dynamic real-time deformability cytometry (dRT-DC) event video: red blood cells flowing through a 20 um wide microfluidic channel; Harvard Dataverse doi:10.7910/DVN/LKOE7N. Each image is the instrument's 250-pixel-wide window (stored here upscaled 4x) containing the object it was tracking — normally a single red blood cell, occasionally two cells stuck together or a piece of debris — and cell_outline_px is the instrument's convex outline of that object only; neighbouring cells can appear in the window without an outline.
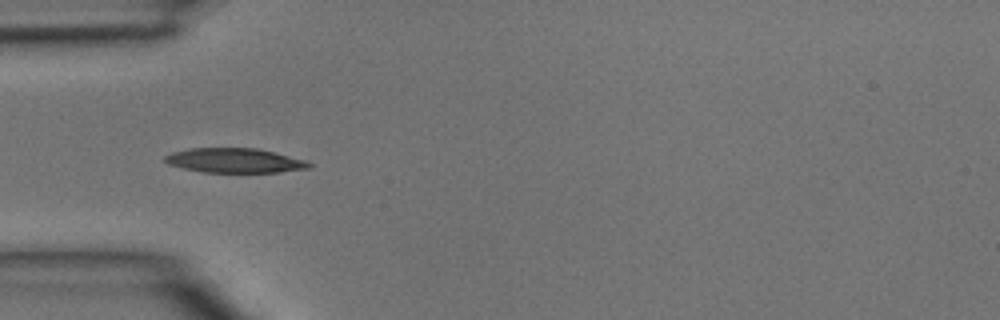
{"species": "common noctule bat (a hibernating species)", "species_latin": "Nyctalus noctula", "temperature_condition": "room temperature", "stored_images_in_passage": 16, "camera_frame_rate_fps": 3000, "um_per_image_px": 0.085, "animal": {"sex": "male", "body_mass_g": 15.6}, "frame": {"image": 1, "passage_image": 5, "time_ms": 1.333, "image_size_px": [1000, 320], "cell_outline_px": [[312, 164], [308, 168], [276, 172], [204, 172], [184, 168], [168, 164], [164, 160], [164, 156], [172, 152], [188, 148], [256, 148], [304, 160]], "centroid_in_image_um": [19.88, 13.64], "position_along_channel_um": 65.1, "area_um2": 20.29}}
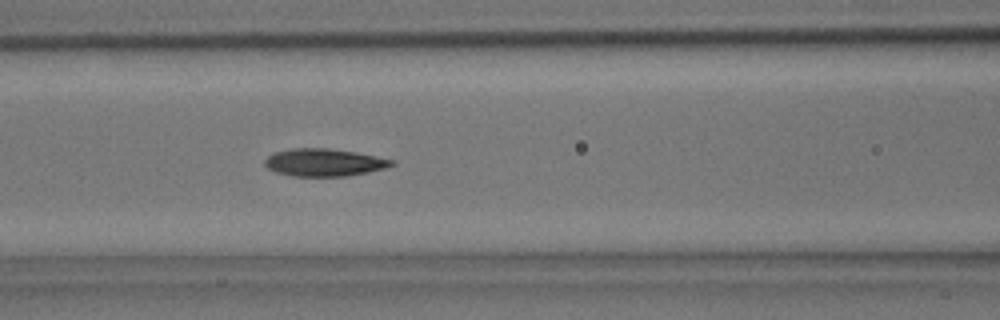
{"frame": {"image": 2, "passage_image": 10, "time_ms": 3.0, "image_size_px": [1000, 320], "cell_outline_px": [[396, 164], [388, 168], [348, 176], [292, 176], [276, 172], [268, 168], [264, 164], [264, 160], [268, 156], [276, 152], [292, 148], [328, 148], [356, 152], [396, 160]], "centroid_in_image_um": [27.6, 13.81], "position_along_channel_um": 139.0, "area_um2": 20.52}}